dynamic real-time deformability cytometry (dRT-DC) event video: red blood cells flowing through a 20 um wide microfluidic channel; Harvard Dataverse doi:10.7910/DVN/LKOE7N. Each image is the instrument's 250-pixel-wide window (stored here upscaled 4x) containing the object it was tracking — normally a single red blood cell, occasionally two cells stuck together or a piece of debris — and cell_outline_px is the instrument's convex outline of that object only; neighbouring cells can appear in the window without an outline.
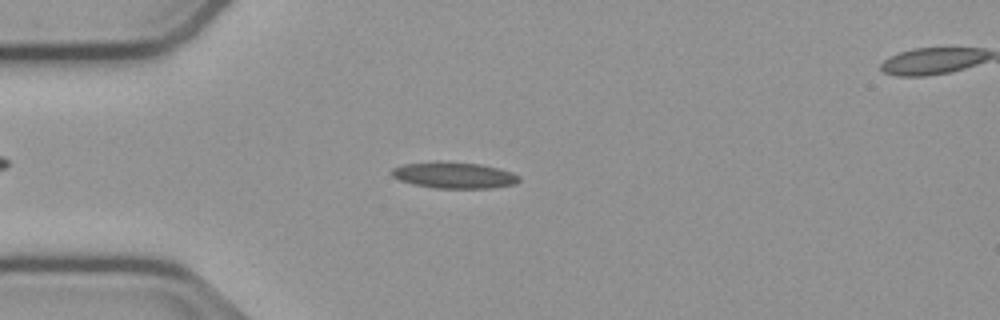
{"species": "common noctule bat (a hibernating species)", "species_latin": "Nyctalus noctula", "temperature_condition": "cold", "stored_images_in_passage": 55, "segment_of_instrument_passage": [1, 2], "camera_frame_rate_fps": 3000, "um_per_image_px": 0.085, "animal": {"sex": "male", "body_mass_g": 23.1, "forearm_length_mm": 52.7}, "frame": {"image": 1, "passage_image": 14, "time_ms": 4.333, "image_size_px": [1000, 320], "cell_outline_px": [[520, 180], [516, 184], [492, 188], [436, 188], [416, 184], [400, 180], [392, 176], [388, 172], [392, 168], [404, 164], [436, 160], [448, 160], [480, 164], [512, 172], [520, 176]], "centroid_in_image_um": [38.58, 14.87], "position_along_channel_um": 46.4, "area_um2": 19.83}}
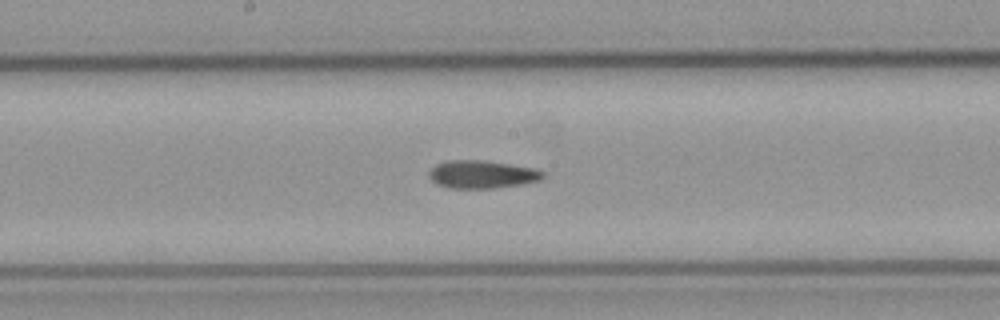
{"frame": {"image": 2, "passage_image": 28, "time_ms": 9.0, "image_size_px": [1000, 320], "cell_outline_px": [[544, 176], [540, 180], [524, 184], [492, 188], [448, 188], [436, 184], [428, 176], [428, 172], [436, 164], [448, 160], [480, 160], [536, 168], [544, 172]], "centroid_in_image_um": [40.96, 14.82], "position_along_channel_um": 207.2, "area_um2": 18.55}}
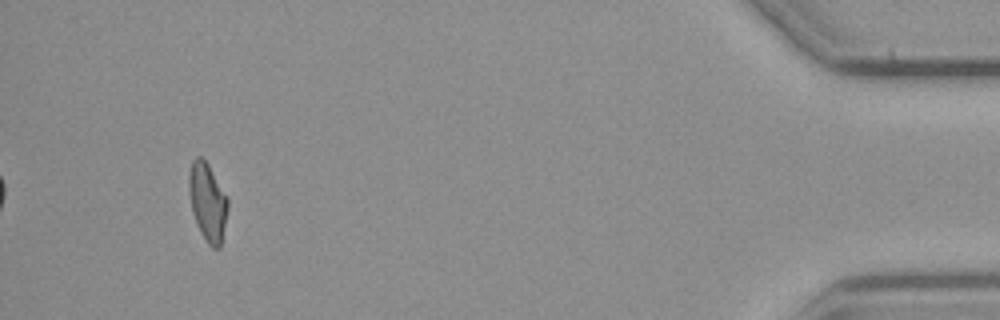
{"frame": {"image": 3, "passage_image": 51, "time_ms": 16.667, "image_size_px": [1000, 320], "cell_outline_px": [[228, 208], [220, 248], [212, 248], [208, 244], [200, 232], [192, 212], [188, 192], [188, 176], [192, 160], [196, 156], [200, 156], [208, 164], [228, 200]], "centroid_in_image_um": [17.62, 17.17], "position_along_channel_um": 417.6, "area_um2": 17.57}}